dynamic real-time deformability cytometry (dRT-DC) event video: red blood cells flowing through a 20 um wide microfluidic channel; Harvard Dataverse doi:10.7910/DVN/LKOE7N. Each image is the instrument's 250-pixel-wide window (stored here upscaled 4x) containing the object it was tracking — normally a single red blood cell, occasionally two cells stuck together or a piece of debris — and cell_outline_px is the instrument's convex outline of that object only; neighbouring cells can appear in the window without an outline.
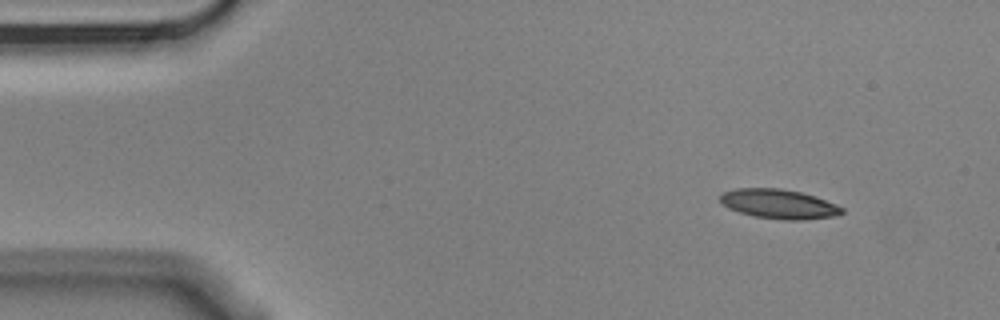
{"species": "Egyptian fruit bat (a non-hibernating species)", "species_latin": "Rousettus aegyptiacus", "temperature_condition": "cold", "stored_images_in_passage": 3, "camera_frame_rate_fps": 3000, "um_per_image_px": 0.085, "animal": {"sex": "male"}, "frame": {"image": 1, "passage_image": 1, "time_ms": 0.0, "image_size_px": [1000, 320], "cell_outline_px": [[844, 212], [836, 216], [804, 220], [784, 220], [756, 216], [740, 212], [728, 208], [720, 200], [720, 196], [724, 192], [736, 188], [780, 188], [800, 192], [836, 204], [844, 208]], "centroid_in_image_um": [66.22, 17.34], "position_along_channel_um": 18.8, "area_um2": 20.69}}
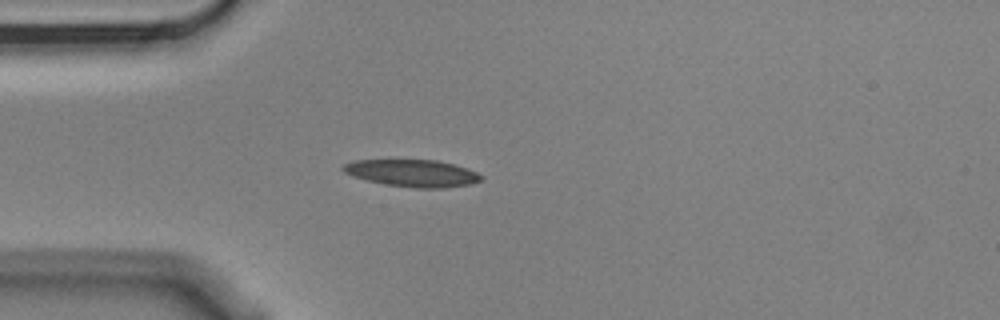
{"frame": {"image": 2, "passage_image": 3, "time_ms": 0.667, "image_size_px": [1000, 320], "cell_outline_px": [[484, 176], [480, 180], [468, 184], [444, 188], [416, 188], [384, 184], [352, 176], [344, 172], [340, 168], [344, 164], [356, 160], [436, 160], [468, 168]], "centroid_in_image_um": [35.04, 14.71], "position_along_channel_um": 50.0, "area_um2": 21.68}}